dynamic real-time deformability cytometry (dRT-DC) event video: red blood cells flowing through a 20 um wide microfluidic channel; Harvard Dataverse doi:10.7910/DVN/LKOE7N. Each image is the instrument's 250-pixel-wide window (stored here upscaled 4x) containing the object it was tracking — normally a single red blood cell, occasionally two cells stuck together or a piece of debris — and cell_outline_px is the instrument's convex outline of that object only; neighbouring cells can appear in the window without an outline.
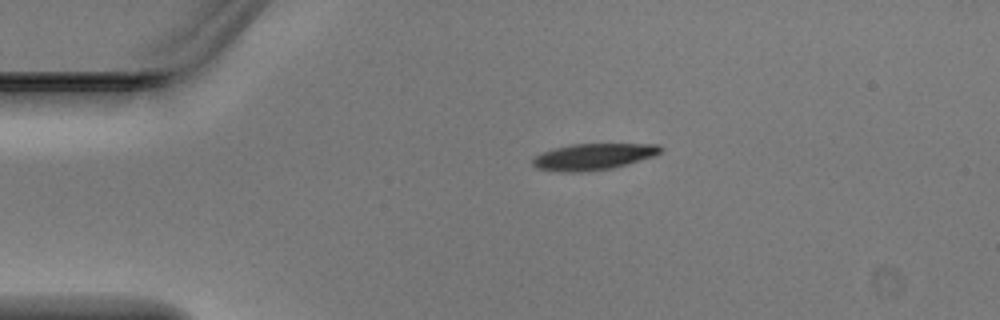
{"species": "Egyptian fruit bat (a non-hibernating species)", "species_latin": "Rousettus aegyptiacus", "temperature_condition": "warm", "stored_images_in_passage": 2, "camera_frame_rate_fps": 3000, "um_per_image_px": 0.085, "animal": {"sex": "male"}, "frame": {"image": 1, "passage_image": 1, "time_ms": 0.0, "image_size_px": [1000, 320], "cell_outline_px": [[664, 148], [660, 152], [652, 156], [628, 164], [612, 168], [580, 172], [560, 172], [536, 168], [532, 164], [532, 160], [536, 156], [544, 152], [556, 148], [572, 144], [660, 144]], "centroid_in_image_um": [50.44, 13.32], "position_along_channel_um": 34.6, "area_um2": 19.48}}